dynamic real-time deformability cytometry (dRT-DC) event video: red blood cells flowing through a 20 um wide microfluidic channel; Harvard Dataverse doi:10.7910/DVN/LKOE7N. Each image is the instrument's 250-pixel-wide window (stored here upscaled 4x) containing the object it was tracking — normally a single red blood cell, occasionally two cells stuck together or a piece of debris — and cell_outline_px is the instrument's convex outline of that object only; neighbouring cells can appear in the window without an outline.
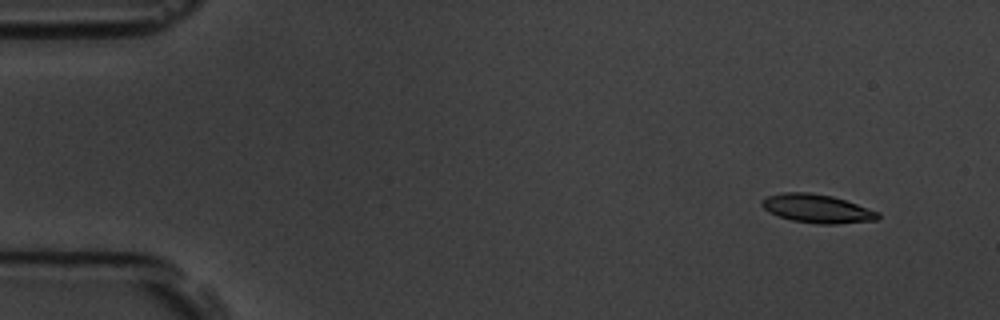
{"species": "common noctule bat (a hibernating species)", "species_latin": "Nyctalus noctula", "temperature_condition": "room temperature", "stored_images_in_passage": 5, "camera_frame_rate_fps": 3000, "um_per_image_px": 0.085, "animal": {"sex": "male", "body_mass_g": 19.5, "forearm_length_mm": 54.6}, "frame": {"image": 1, "passage_image": 2, "time_ms": 1.0, "image_size_px": [1000, 320], "cell_outline_px": [[880, 216], [876, 220], [836, 224], [816, 224], [792, 220], [768, 212], [760, 204], [760, 200], [768, 196], [784, 192], [812, 192], [832, 196], [880, 212]], "centroid_in_image_um": [69.43, 17.73], "position_along_channel_um": 15.6, "area_um2": 19.31}}